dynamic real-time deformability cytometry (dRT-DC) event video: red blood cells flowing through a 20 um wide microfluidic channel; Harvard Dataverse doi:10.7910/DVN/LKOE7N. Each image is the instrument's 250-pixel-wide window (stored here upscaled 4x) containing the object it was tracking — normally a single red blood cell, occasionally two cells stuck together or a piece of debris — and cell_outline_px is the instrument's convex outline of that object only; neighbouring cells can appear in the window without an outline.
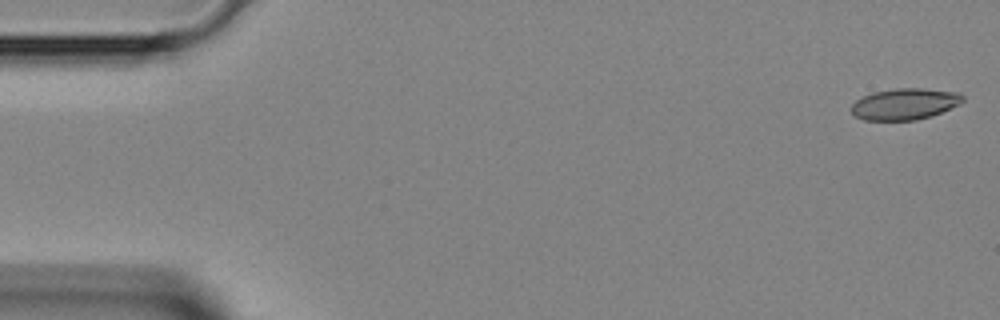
{"species": "Egyptian fruit bat (a non-hibernating species)", "species_latin": "Rousettus aegyptiacus", "temperature_condition": "room temperature", "stored_images_in_passage": 43, "camera_frame_rate_fps": 3000, "um_per_image_px": 0.085, "animal": {"sex": "female"}, "frame": {"image": 1, "passage_image": 1, "time_ms": 0.0, "image_size_px": [1000, 320], "cell_outline_px": [[964, 100], [960, 104], [940, 112], [916, 120], [864, 120], [856, 116], [852, 112], [852, 104], [856, 100], [872, 92], [896, 88], [920, 88], [960, 92], [964, 96]], "centroid_in_image_um": [76.92, 8.83], "position_along_channel_um": 8.1, "area_um2": 20.23}}
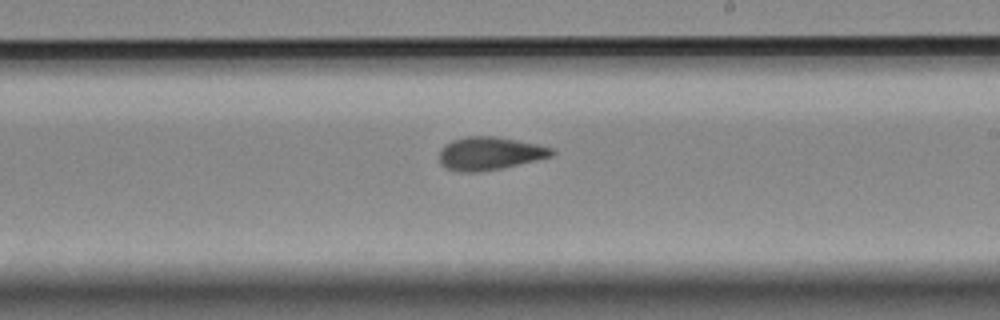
{"frame": {"image": 2, "passage_image": 25, "time_ms": 8.0, "image_size_px": [1000, 320], "cell_outline_px": [[556, 152], [552, 156], [536, 160], [500, 168], [480, 172], [460, 172], [444, 168], [440, 164], [440, 148], [444, 144], [452, 140], [468, 136], [496, 136], [540, 144], [552, 148]], "centroid_in_image_um": [41.61, 13.03], "position_along_channel_um": 247.4, "area_um2": 21.85}}
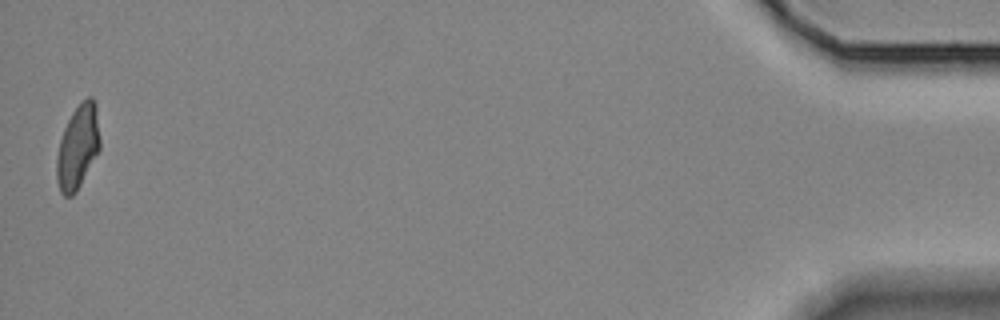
{"frame": {"image": 3, "passage_image": 43, "time_ms": 14.0, "image_size_px": [1000, 320], "cell_outline_px": [[100, 148], [76, 192], [72, 196], [64, 196], [60, 192], [56, 180], [56, 160], [60, 140], [64, 128], [72, 112], [80, 100], [88, 96], [92, 96], [96, 104], [100, 140]], "centroid_in_image_um": [6.61, 12.46], "position_along_channel_um": 428.6, "area_um2": 21.27}}